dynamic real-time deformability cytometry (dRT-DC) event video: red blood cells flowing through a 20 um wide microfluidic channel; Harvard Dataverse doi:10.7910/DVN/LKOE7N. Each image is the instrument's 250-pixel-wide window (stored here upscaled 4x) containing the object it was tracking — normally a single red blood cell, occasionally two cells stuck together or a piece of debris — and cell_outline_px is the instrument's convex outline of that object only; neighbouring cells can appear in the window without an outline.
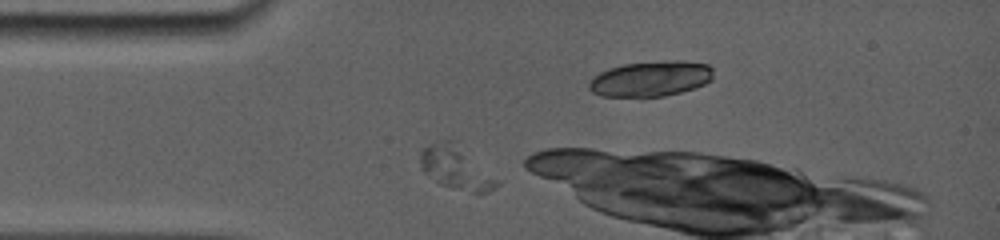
{"species": "common noctule bat (a hibernating species)", "species_latin": "Nyctalus noctula", "temperature_condition": "room temperature", "stored_images_in_passage": 6, "camera_frame_rate_fps": 5000, "um_per_image_px": 0.085, "animal": {"sex": "female", "body_mass_g": 19.0, "forearm_length_mm": 56.7}, "frame": {"image": 1, "passage_image": 3, "time_ms": 2.0, "image_size_px": [1000, 240], "cell_outline_px": [[500, 184], [496, 188], [488, 192], [472, 192], [452, 188], [440, 184], [424, 172], [420, 168], [420, 156], [424, 148], [432, 148], [452, 152], [460, 156], [500, 180]], "centroid_in_image_um": [38.77, 14.59], "position_along_channel_um": 46.2, "area_um2": 15.55}}